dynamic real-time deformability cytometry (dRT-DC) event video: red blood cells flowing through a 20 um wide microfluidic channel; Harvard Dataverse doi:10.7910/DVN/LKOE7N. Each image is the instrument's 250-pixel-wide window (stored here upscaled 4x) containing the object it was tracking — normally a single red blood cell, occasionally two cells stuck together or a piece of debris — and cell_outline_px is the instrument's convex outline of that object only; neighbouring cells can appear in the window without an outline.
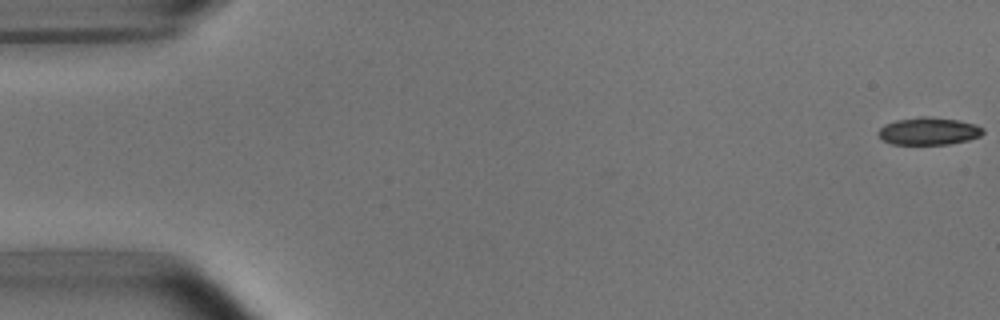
{"species": "common noctule bat (a hibernating species)", "species_latin": "Nyctalus noctula", "temperature_condition": "room temperature", "stored_images_in_passage": 17, "camera_frame_rate_fps": 3000, "um_per_image_px": 0.085, "animal": {"sex": "male", "body_mass_g": 15.6}, "frame": {"image": 1, "passage_image": 1, "time_ms": 0.0, "image_size_px": [1000, 320], "cell_outline_px": [[984, 132], [980, 136], [968, 140], [948, 144], [892, 144], [880, 140], [876, 132], [884, 124], [896, 120], [920, 116], [924, 116], [956, 120], [976, 124], [984, 128]], "centroid_in_image_um": [78.9, 11.15], "position_along_channel_um": 6.1, "area_um2": 16.88}}
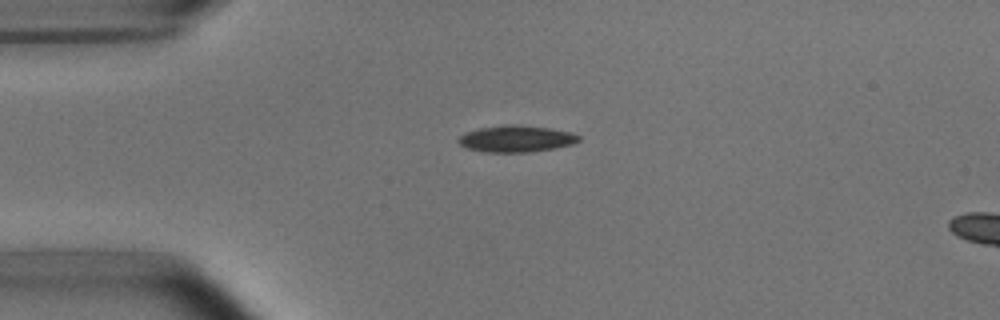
{"frame": {"image": 2, "passage_image": 13, "time_ms": 4.0, "image_size_px": [1000, 320], "cell_outline_px": [[580, 140], [572, 144], [556, 148], [528, 152], [484, 152], [468, 148], [460, 144], [456, 140], [464, 132], [480, 128], [508, 124], [516, 124], [548, 128], [568, 132], [580, 136]], "centroid_in_image_um": [43.85, 11.79], "position_along_channel_um": 41.2, "area_um2": 18.55}}